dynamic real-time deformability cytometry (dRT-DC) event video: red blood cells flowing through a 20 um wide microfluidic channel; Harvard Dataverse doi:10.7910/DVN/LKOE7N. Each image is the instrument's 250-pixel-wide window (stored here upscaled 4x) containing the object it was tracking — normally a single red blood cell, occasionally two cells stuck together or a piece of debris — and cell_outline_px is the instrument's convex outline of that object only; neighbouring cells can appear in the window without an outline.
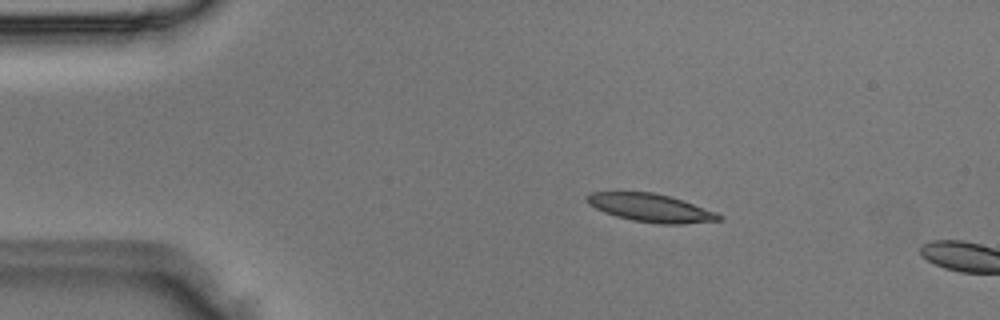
{"species": "Egyptian fruit bat (a non-hibernating species)", "species_latin": "Rousettus aegyptiacus", "temperature_condition": "room temperature", "stored_images_in_passage": 2, "camera_frame_rate_fps": 3000, "um_per_image_px": 0.085, "animal": {"sex": "male"}, "frame": {"image": 1, "passage_image": 1, "time_ms": 0.0, "image_size_px": [1000, 320], "cell_outline_px": [[724, 220], [684, 224], [660, 224], [632, 220], [616, 216], [604, 212], [588, 204], [584, 196], [592, 192], [652, 192], [668, 196], [716, 212], [724, 216]], "centroid_in_image_um": [55.31, 17.68], "position_along_channel_um": 29.7, "area_um2": 21.5}}